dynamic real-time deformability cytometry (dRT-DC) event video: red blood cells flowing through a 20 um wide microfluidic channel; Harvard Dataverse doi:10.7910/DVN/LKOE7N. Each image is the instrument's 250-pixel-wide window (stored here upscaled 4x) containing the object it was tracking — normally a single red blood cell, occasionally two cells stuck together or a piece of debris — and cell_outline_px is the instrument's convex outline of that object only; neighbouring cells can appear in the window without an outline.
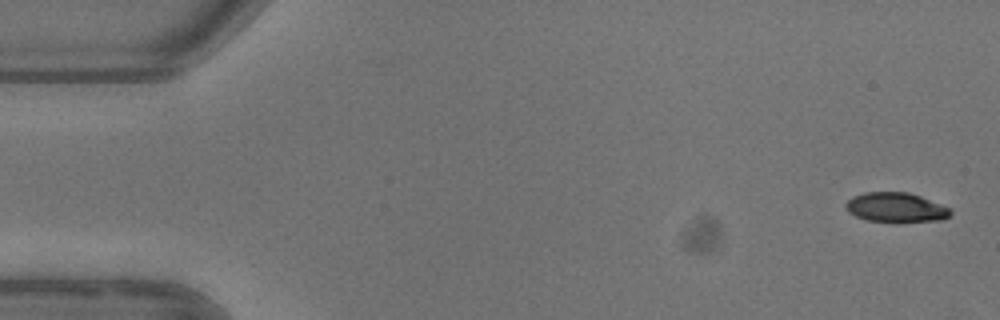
{"species": "common noctule bat (a hibernating species)", "species_latin": "Nyctalus noctula", "temperature_condition": "warm", "stored_images_in_passage": 4, "camera_frame_rate_fps": 3000, "um_per_image_px": 0.085, "animal": {"sex": "female"}, "frame": {"image": 1, "passage_image": 1, "time_ms": 0.0, "image_size_px": [1000, 320], "cell_outline_px": [[952, 212], [944, 220], [896, 224], [864, 220], [848, 212], [844, 204], [852, 196], [864, 192], [908, 192], [920, 196], [940, 204], [948, 208]], "centroid_in_image_um": [76.12, 17.67], "position_along_channel_um": 8.9, "area_um2": 18.67}}